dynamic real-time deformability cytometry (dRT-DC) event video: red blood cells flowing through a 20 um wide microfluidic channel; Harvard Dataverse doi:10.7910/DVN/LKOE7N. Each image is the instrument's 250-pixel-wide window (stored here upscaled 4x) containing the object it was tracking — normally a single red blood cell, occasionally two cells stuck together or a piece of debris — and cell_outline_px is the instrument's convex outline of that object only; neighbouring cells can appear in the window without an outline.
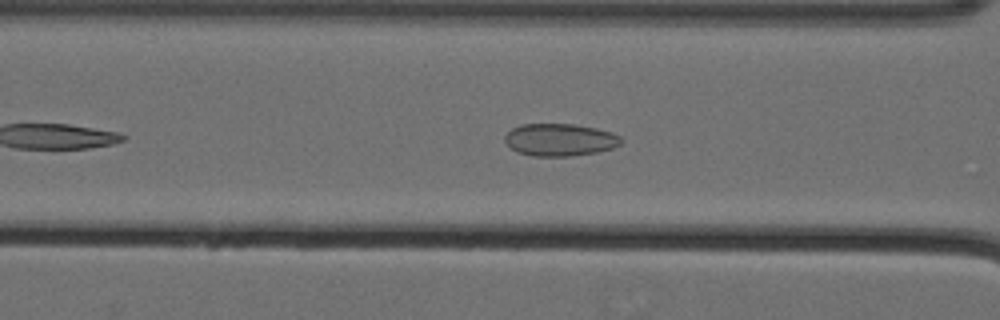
{"species": "Egyptian fruit bat (a non-hibernating species)", "species_latin": "Rousettus aegyptiacus", "temperature_condition": "cold", "stored_images_in_passage": 34, "camera_frame_rate_fps": 3000, "um_per_image_px": 0.085, "animal": {"sex": "female"}, "frame": {"image": 1, "passage_image": 10, "time_ms": 3.0, "image_size_px": [1000, 320], "cell_outline_px": [[624, 140], [620, 144], [612, 148], [596, 152], [568, 156], [532, 156], [516, 152], [504, 140], [504, 136], [512, 128], [520, 124], [576, 124], [596, 128], [612, 132], [620, 136]], "centroid_in_image_um": [47.59, 11.87], "position_along_channel_um": 119.0, "area_um2": 22.02}}
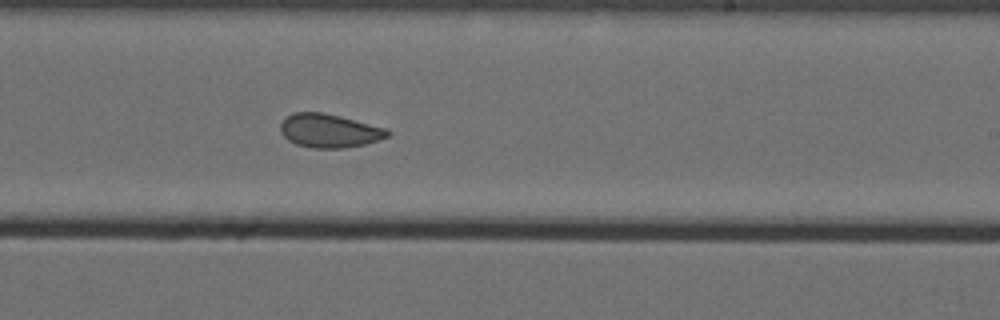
{"frame": {"image": 2, "passage_image": 22, "time_ms": 7.0, "image_size_px": [1000, 320], "cell_outline_px": [[392, 132], [388, 136], [380, 140], [364, 144], [344, 148], [316, 148], [296, 144], [288, 140], [280, 132], [280, 124], [292, 112], [324, 112], [388, 128]], "centroid_in_image_um": [28.02, 11.1], "position_along_channel_um": 261.0, "area_um2": 21.1}}
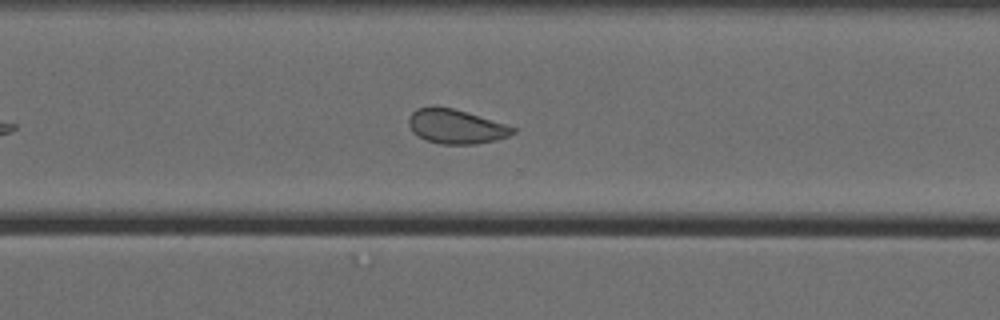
{"frame": {"image": 3, "passage_image": 28, "time_ms": 9.0, "image_size_px": [1000, 320], "cell_outline_px": [[516, 132], [508, 136], [496, 140], [476, 144], [440, 144], [428, 140], [412, 132], [408, 124], [408, 116], [416, 108], [432, 104], [452, 108], [468, 112], [516, 128]], "centroid_in_image_um": [38.71, 10.72], "position_along_channel_um": 331.9, "area_um2": 21.04}, "authors_computed_cell_mechanics": {"area_um2": 21.2415, "velocity_mm_per_s": 3.5579, "shape_relaxation_time_tau1_ms": null, "shape_relaxation_time_tau2_ms": 1.8534, "deformation_change_tau1": null, "deformation_change_tau2": 0.0525}}